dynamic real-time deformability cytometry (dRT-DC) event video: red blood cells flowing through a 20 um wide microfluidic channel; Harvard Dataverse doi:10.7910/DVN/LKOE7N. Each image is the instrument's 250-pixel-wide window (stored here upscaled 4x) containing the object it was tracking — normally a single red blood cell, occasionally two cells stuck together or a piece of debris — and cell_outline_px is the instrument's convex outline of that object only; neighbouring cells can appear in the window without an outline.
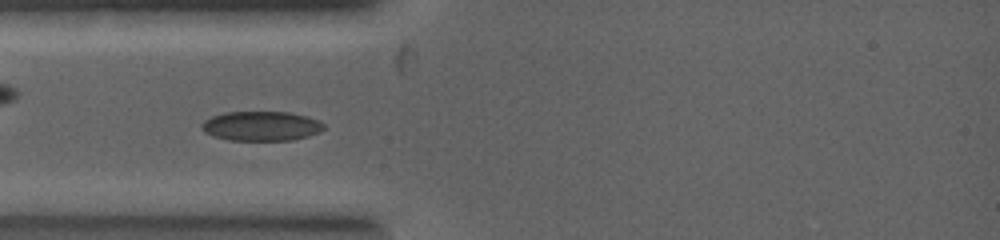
{"species": "common noctule bat (a hibernating species)", "species_latin": "Nyctalus noctula", "temperature_condition": "warm", "stored_images_in_passage": 40, "camera_frame_rate_fps": 5000, "um_per_image_px": 0.085, "animal": {"sex": "female", "body_mass_g": 19.0, "forearm_length_mm": 53.3}, "frame": {"image": 1, "passage_image": 5, "time_ms": 1.8, "image_size_px": [1000, 240], "cell_outline_px": [[324, 128], [320, 132], [308, 136], [292, 140], [228, 140], [212, 136], [204, 132], [200, 128], [200, 124], [204, 120], [212, 116], [224, 112], [288, 112], [308, 116], [320, 120], [324, 124]], "centroid_in_image_um": [22.19, 10.71], "position_along_channel_um": 62.8, "area_um2": 21.27}}
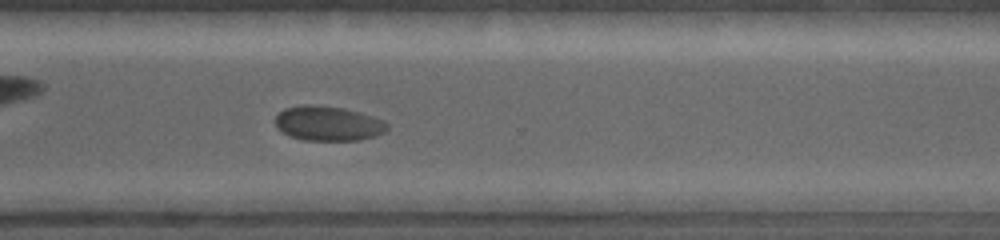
{"frame": {"image": 2, "passage_image": 24, "time_ms": 6.2, "image_size_px": [1000, 240], "cell_outline_px": [[388, 128], [384, 132], [376, 136], [360, 140], [304, 140], [288, 136], [276, 128], [276, 116], [284, 108], [344, 108], [360, 112], [384, 120], [388, 124]], "centroid_in_image_um": [27.95, 10.55], "position_along_channel_um": 342.7, "area_um2": 21.85}}
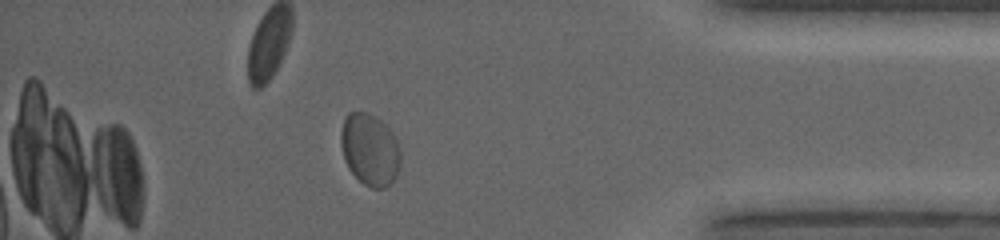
{"frame": {"image": 3, "passage_image": 31, "time_ms": 7.6, "image_size_px": [1000, 240], "cell_outline_px": [[400, 160], [396, 176], [384, 188], [372, 188], [364, 184], [348, 168], [344, 160], [340, 144], [340, 128], [344, 116], [348, 112], [364, 112], [376, 116], [392, 132], [400, 148]], "centroid_in_image_um": [31.4, 12.68], "position_along_channel_um": 403.8, "area_um2": 25.09}}